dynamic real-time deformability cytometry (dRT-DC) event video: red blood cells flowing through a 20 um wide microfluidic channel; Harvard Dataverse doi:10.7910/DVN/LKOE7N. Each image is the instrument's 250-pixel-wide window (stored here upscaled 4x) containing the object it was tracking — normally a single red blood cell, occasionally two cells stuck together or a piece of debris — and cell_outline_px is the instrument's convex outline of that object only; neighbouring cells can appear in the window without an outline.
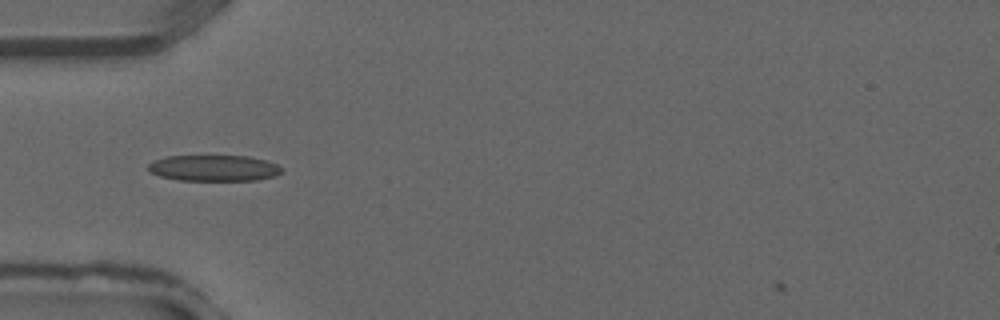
{"species": "common noctule bat (a hibernating species)", "species_latin": "Nyctalus noctula", "temperature_condition": "warm", "stored_images_in_passage": 27, "camera_frame_rate_fps": 3000, "um_per_image_px": 0.085, "animal": {"sex": "male", "forearm_length_mm": 52.5}, "frame": {"image": 1, "passage_image": 2, "time_ms": 0.333, "image_size_px": [1000, 320], "cell_outline_px": [[284, 172], [276, 176], [256, 180], [180, 180], [160, 176], [152, 172], [148, 168], [148, 164], [164, 156], [248, 156], [264, 160], [276, 164], [284, 168]], "centroid_in_image_um": [18.23, 14.28], "position_along_channel_um": 66.8, "area_um2": 20.23}}
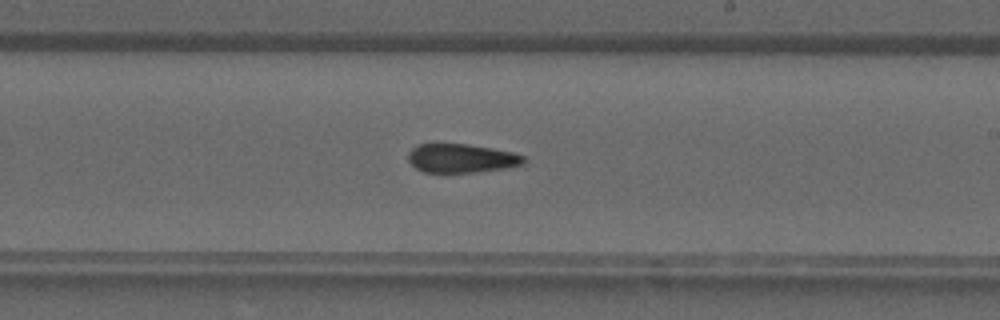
{"frame": {"image": 2, "passage_image": 12, "time_ms": 3.667, "image_size_px": [1000, 320], "cell_outline_px": [[524, 164], [504, 168], [476, 172], [424, 172], [416, 168], [408, 160], [408, 152], [416, 144], [468, 144], [492, 148], [512, 152], [524, 156]], "centroid_in_image_um": [39.19, 13.45], "position_along_channel_um": 249.8, "area_um2": 19.31}}
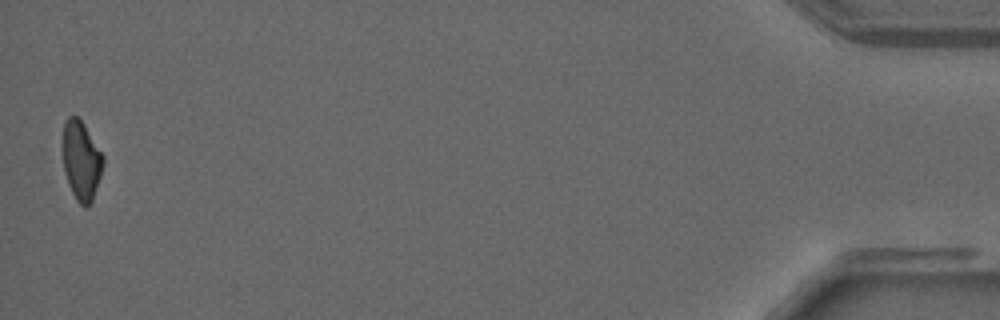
{"frame": {"image": 3, "passage_image": 27, "time_ms": 8.667, "image_size_px": [1000, 320], "cell_outline_px": [[104, 164], [92, 200], [84, 208], [76, 200], [68, 184], [64, 172], [64, 124], [68, 116], [76, 116], [84, 124], [104, 156]], "centroid_in_image_um": [6.92, 13.66], "position_along_channel_um": 428.3, "area_um2": 18.26}}